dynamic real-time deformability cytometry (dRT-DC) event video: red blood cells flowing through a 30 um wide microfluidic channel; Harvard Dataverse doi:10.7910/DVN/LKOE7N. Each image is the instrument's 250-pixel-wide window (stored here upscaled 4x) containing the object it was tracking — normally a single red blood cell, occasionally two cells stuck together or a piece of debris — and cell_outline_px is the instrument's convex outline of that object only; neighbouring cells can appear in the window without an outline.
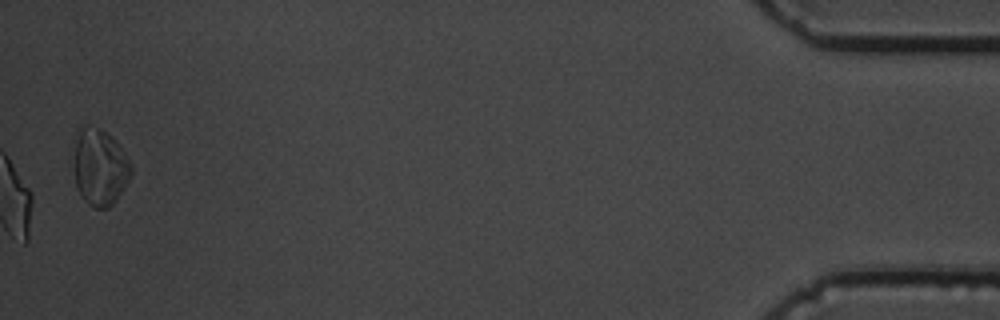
{"species": "common noctule bat (a hibernating species)", "species_latin": "Nyctalus noctula", "temperature_condition": "cold", "stored_images_in_passage": 57, "camera_frame_rate_fps": 3000, "um_per_image_px": 0.085, "animal": {"sex": "male", "body_mass_g": 19.5, "forearm_length_mm": 54.6}, "frame": {"image": 1, "passage_image": 57, "time_ms": 18.667, "image_size_px": [1000, 320], "cell_outline_px": [[132, 172], [128, 180], [116, 200], [108, 208], [96, 208], [88, 204], [80, 196], [76, 188], [76, 132], [80, 124], [88, 124], [100, 128], [112, 136], [116, 140], [132, 164]], "centroid_in_image_um": [8.5, 14.17], "position_along_channel_um": 426.7, "area_um2": 25.61}, "authors_computed_cell_mechanics": {"area_um2": 19.9988, "velocity_mm_per_s": 3.5854, "shape_relaxation_time_tau1_ms": 5.479, "shape_relaxation_time_tau2_ms": 1.1918, "deformation_change_tau1": 0.165, "deformation_change_tau2": 0.0784}}